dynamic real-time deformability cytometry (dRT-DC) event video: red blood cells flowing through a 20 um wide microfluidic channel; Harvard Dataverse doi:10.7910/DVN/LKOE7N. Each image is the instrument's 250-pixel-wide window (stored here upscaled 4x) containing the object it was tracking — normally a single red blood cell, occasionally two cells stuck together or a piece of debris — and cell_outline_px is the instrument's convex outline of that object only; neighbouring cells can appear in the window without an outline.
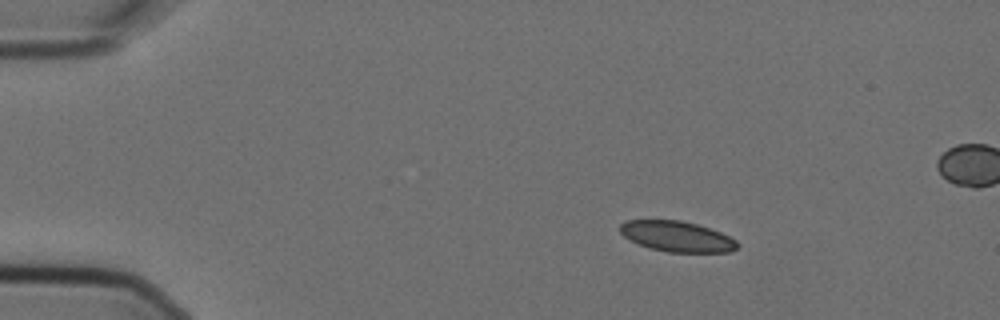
{"species": "Egyptian fruit bat (a non-hibernating species)", "species_latin": "Rousettus aegyptiacus", "temperature_condition": "cold", "stored_images_in_passage": 5, "camera_frame_rate_fps": 3000, "um_per_image_px": 0.085, "animal": {"sex": "female"}, "frame": {"image": 1, "passage_image": 2, "time_ms": 0.333, "image_size_px": [1000, 320], "cell_outline_px": [[740, 244], [732, 252], [668, 252], [648, 248], [624, 236], [620, 232], [620, 224], [624, 220], [680, 220], [696, 224], [720, 232], [736, 240]], "centroid_in_image_um": [57.54, 20.1], "position_along_channel_um": 27.5, "area_um2": 20.81}}
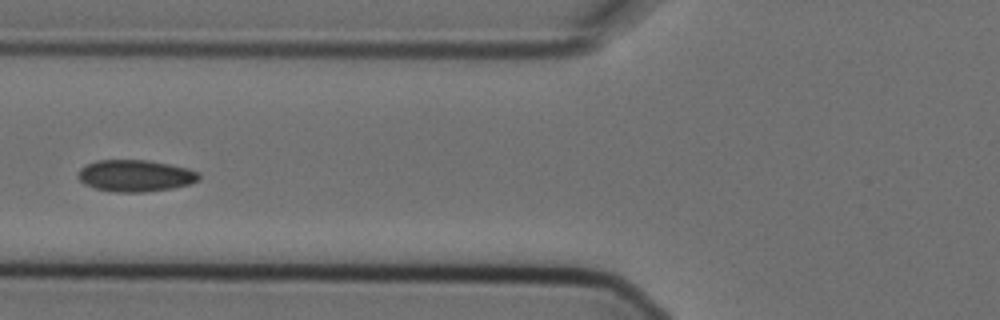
{"frame": {"image": 2, "passage_image": 5, "time_ms": 1.333, "image_size_px": [1000, 320], "cell_outline_px": [[200, 180], [188, 184], [172, 188], [144, 192], [116, 192], [96, 188], [84, 184], [76, 176], [80, 168], [84, 164], [96, 160], [148, 160], [188, 168], [200, 172]], "centroid_in_image_um": [11.49, 14.93], "position_along_channel_um": 114.3, "area_um2": 22.48}}